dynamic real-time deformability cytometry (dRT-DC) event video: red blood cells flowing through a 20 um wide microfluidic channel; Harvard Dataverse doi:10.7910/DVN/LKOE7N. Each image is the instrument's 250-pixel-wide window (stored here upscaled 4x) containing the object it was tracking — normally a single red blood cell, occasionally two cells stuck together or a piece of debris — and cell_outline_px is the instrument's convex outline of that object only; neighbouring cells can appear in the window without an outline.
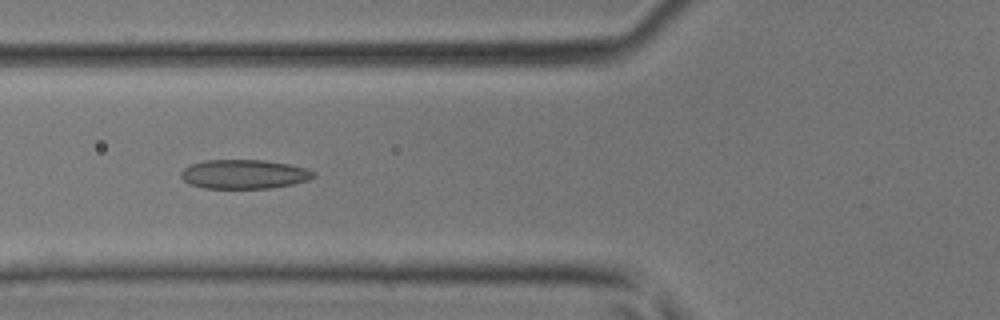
{"species": "common noctule bat (a hibernating species)", "species_latin": "Nyctalus noctula", "temperature_condition": "room temperature", "stored_images_in_passage": 45, "camera_frame_rate_fps": 3000, "um_per_image_px": 0.085, "animal": {"sex": "male", "body_mass_g": 17.9, "forearm_length_mm": 54.2}, "frame": {"image": 1, "passage_image": 18, "time_ms": 5.667, "image_size_px": [1000, 320], "cell_outline_px": [[316, 176], [308, 180], [292, 184], [272, 188], [204, 188], [188, 184], [180, 176], [180, 172], [184, 168], [192, 164], [204, 160], [264, 160], [288, 164], [308, 168], [316, 172]], "centroid_in_image_um": [20.76, 14.8], "position_along_channel_um": 105.0, "area_um2": 22.66}}
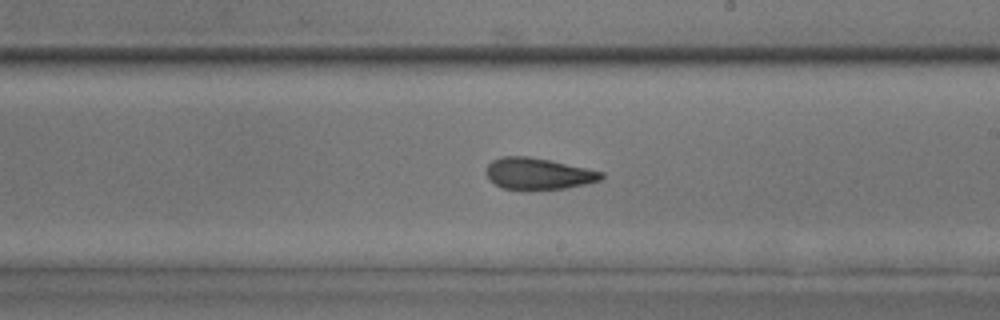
{"frame": {"image": 2, "passage_image": 27, "time_ms": 8.667, "image_size_px": [1000, 320], "cell_outline_px": [[604, 176], [600, 180], [584, 184], [564, 188], [500, 188], [488, 180], [484, 172], [488, 164], [492, 160], [500, 156], [528, 156], [552, 160], [604, 172]], "centroid_in_image_um": [45.7, 14.73], "position_along_channel_um": 243.3, "area_um2": 21.04}}
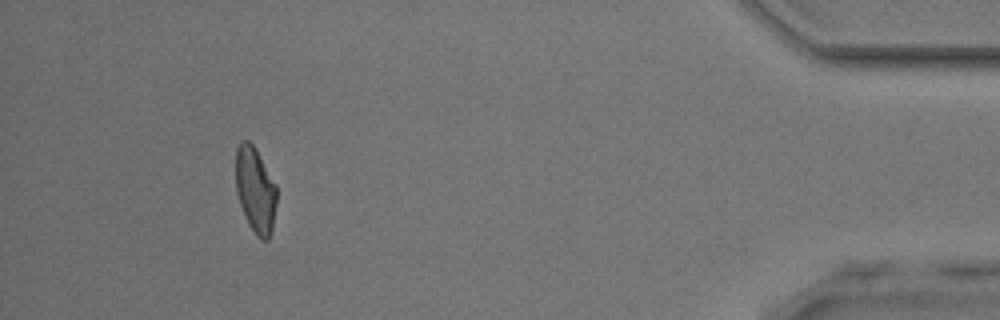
{"frame": {"image": 3, "passage_image": 42, "time_ms": 13.667, "image_size_px": [1000, 320], "cell_outline_px": [[276, 204], [272, 232], [268, 240], [260, 240], [256, 236], [248, 224], [244, 216], [236, 192], [236, 148], [240, 140], [248, 140], [252, 144], [276, 184]], "centroid_in_image_um": [21.7, 16.19], "position_along_channel_um": 413.5, "area_um2": 20.52}}